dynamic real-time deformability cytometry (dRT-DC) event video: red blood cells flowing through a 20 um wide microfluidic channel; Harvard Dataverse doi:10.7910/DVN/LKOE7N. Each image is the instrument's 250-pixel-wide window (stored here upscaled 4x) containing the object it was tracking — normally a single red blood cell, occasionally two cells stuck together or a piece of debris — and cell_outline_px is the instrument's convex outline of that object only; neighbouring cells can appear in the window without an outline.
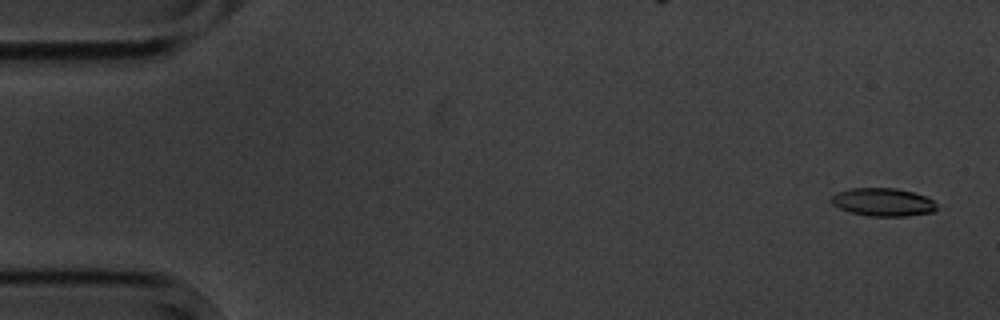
{"species": "common noctule bat (a hibernating species)", "species_latin": "Nyctalus noctula", "temperature_condition": "cold", "stored_images_in_passage": 6, "segment_of_instrument_passage": [1, 2], "camera_frame_rate_fps": 3000, "um_per_image_px": 0.085, "animal": {"sex": "male", "body_mass_g": 20.1, "forearm_length_mm": 53.5}, "frame": {"image": 1, "passage_image": 1, "time_ms": 0.0, "image_size_px": [1000, 320], "cell_outline_px": [[936, 208], [932, 212], [904, 216], [868, 216], [848, 212], [832, 204], [832, 196], [836, 192], [852, 188], [896, 188], [912, 192], [924, 196], [932, 200], [936, 204]], "centroid_in_image_um": [75.02, 17.18], "position_along_channel_um": 10.0, "area_um2": 17.11}}
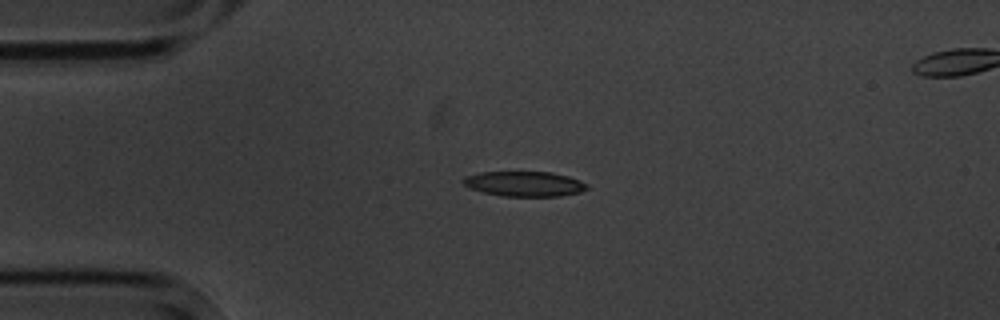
{"frame": {"image": 2, "passage_image": 4, "time_ms": 3.667, "image_size_px": [1000, 320], "cell_outline_px": [[588, 188], [580, 192], [560, 196], [504, 196], [484, 192], [472, 188], [464, 184], [460, 180], [464, 176], [480, 172], [552, 172], [568, 176], [580, 180], [588, 184]], "centroid_in_image_um": [44.59, 15.62], "position_along_channel_um": 40.4, "area_um2": 18.03}}